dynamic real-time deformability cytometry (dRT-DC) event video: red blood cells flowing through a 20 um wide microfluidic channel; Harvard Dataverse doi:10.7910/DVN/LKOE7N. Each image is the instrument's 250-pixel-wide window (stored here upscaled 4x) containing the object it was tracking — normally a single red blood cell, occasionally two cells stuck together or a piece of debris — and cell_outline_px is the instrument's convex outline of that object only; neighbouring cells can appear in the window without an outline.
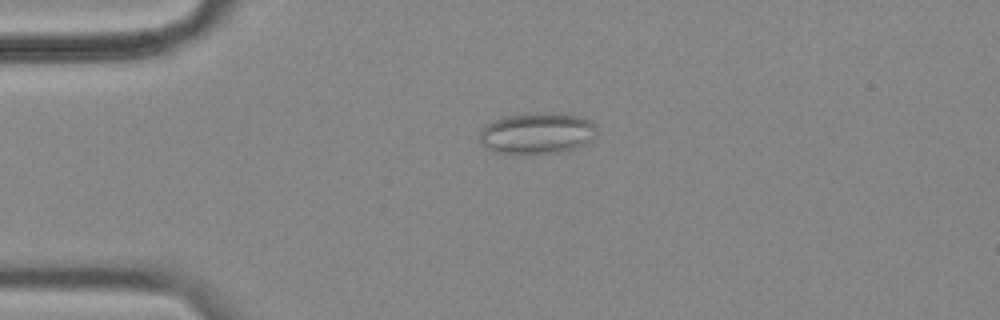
{"species": "common noctule bat (a hibernating species)", "species_latin": "Nyctalus noctula", "temperature_condition": "cold", "stored_images_in_passage": 56, "camera_frame_rate_fps": 3000, "um_per_image_px": 0.085, "animal": {"sex": "female", "body_mass_g": 18.4}, "frame": {"image": 1, "passage_image": 13, "time_ms": 4.0, "image_size_px": [1000, 320], "cell_outline_px": [[596, 136], [592, 140], [576, 148], [564, 152], [492, 152], [480, 140], [480, 132], [488, 124], [504, 116], [536, 112], [560, 112], [580, 116], [596, 124]], "centroid_in_image_um": [45.73, 11.29], "position_along_channel_um": 39.3, "area_um2": 27.98}}
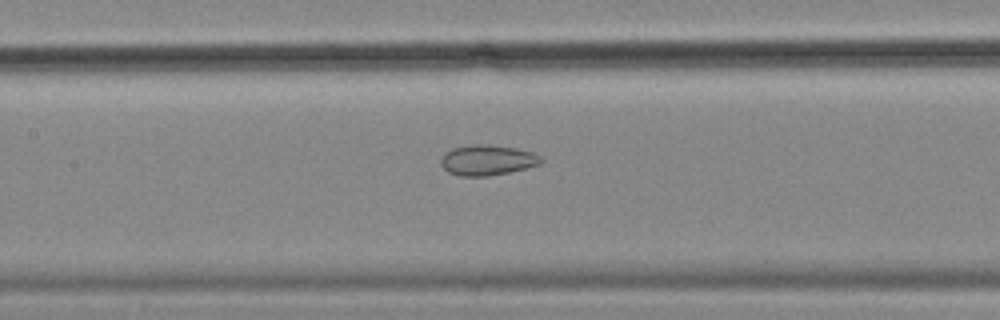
{"frame": {"image": 2, "passage_image": 26, "time_ms": 8.333, "image_size_px": [1000, 320], "cell_outline_px": [[544, 160], [540, 164], [508, 172], [484, 176], [460, 176], [448, 172], [440, 164], [440, 160], [444, 152], [452, 148], [472, 144], [484, 144], [516, 148], [532, 152], [540, 156]], "centroid_in_image_um": [41.39, 13.6], "position_along_channel_um": 166.0, "area_um2": 17.69}}
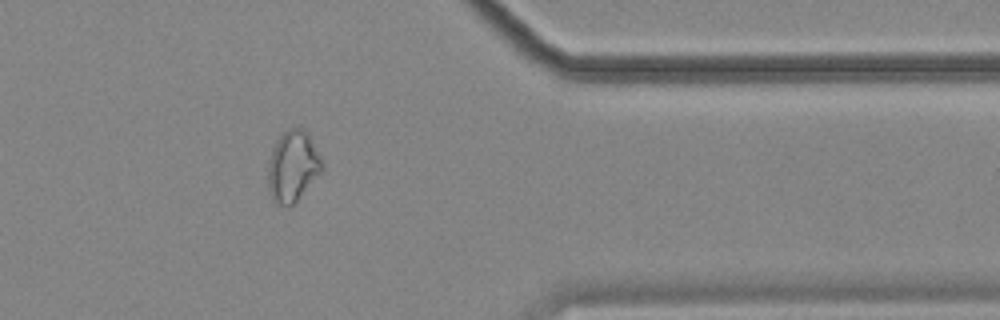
{"frame": {"image": 3, "passage_image": 46, "time_ms": 15.0, "image_size_px": [1000, 320], "cell_outline_px": [[324, 168], [296, 200], [292, 204], [276, 204], [272, 200], [268, 188], [268, 164], [272, 148], [276, 140], [284, 132], [292, 128], [304, 128], [308, 132], [324, 164]], "centroid_in_image_um": [24.87, 14.1], "position_along_channel_um": 386.5, "area_um2": 22.08}, "authors_computed_cell_mechanics": {"area_um2": 22.9466, "velocity_mm_per_s": 3.5526, "shape_relaxation_time_tau1_ms": null, "shape_relaxation_time_tau2_ms": 2.6163, "deformation_change_tau1": null, "deformation_change_tau2": 0.0887}}